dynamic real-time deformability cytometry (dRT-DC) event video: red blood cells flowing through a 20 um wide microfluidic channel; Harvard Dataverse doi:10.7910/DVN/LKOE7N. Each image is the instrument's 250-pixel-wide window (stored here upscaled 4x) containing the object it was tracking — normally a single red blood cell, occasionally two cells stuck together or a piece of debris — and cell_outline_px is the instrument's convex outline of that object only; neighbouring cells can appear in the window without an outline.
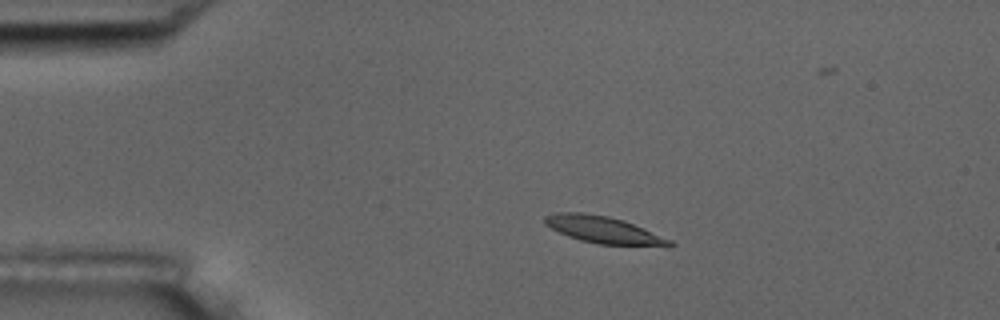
{"species": "common noctule bat (a hibernating species)", "species_latin": "Nyctalus noctula", "temperature_condition": "room temperature", "stored_images_in_passage": 4, "camera_frame_rate_fps": 3000, "um_per_image_px": 0.085, "animal": {"sex": "male", "body_mass_g": 17.5, "forearm_length_mm": 52.3}, "frame": {"image": 1, "passage_image": 2, "time_ms": 2.0, "image_size_px": [1000, 320], "cell_outline_px": [[676, 244], [668, 248], [600, 244], [580, 240], [568, 236], [544, 224], [544, 216], [556, 212], [584, 212], [608, 216], [624, 220], [672, 240]], "centroid_in_image_um": [51.39, 19.56], "position_along_channel_um": 33.6, "area_um2": 20.06}}
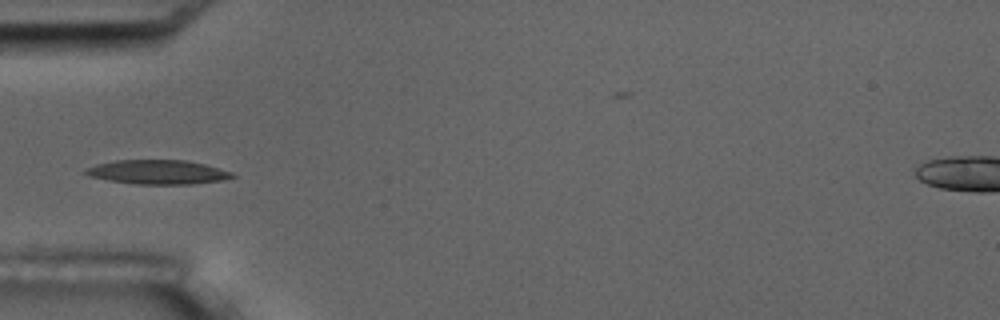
{"frame": {"image": 2, "passage_image": 4, "time_ms": 4.333, "image_size_px": [1000, 320], "cell_outline_px": [[236, 176], [224, 180], [192, 184], [136, 184], [108, 180], [88, 176], [84, 172], [84, 168], [96, 164], [116, 160], [188, 160], [204, 164], [232, 172]], "centroid_in_image_um": [13.39, 14.62], "position_along_channel_um": 71.6, "area_um2": 20.75}}